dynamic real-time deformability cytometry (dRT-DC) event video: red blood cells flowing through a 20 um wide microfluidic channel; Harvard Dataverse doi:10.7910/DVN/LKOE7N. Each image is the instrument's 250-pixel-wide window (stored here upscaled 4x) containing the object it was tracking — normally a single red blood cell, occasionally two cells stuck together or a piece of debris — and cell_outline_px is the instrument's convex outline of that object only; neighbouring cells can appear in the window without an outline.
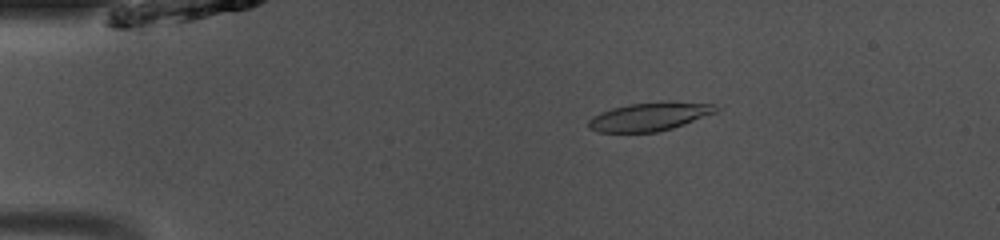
{"species": "common noctule bat (a hibernating species)", "species_latin": "Nyctalus noctula", "temperature_condition": "room temperature", "stored_images_in_passage": 48, "camera_frame_rate_fps": 3000, "um_per_image_px": 0.085, "animal": {"sex": "male", "body_mass_g": 13.0, "forearm_length_mm": 53.1}, "frame": {"image": 1, "passage_image": 9, "time_ms": 2.667, "image_size_px": [1000, 240], "cell_outline_px": [[724, 108], [716, 112], [684, 124], [672, 128], [656, 132], [596, 132], [588, 128], [588, 120], [592, 116], [600, 112], [612, 108], [632, 104], [724, 104]], "centroid_in_image_um": [55.18, 9.96], "position_along_channel_um": 29.8, "area_um2": 20.35}}
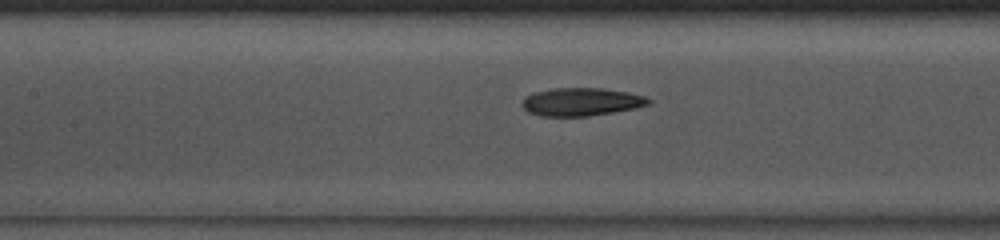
{"frame": {"image": 2, "passage_image": 22, "time_ms": 7.0, "image_size_px": [1000, 240], "cell_outline_px": [[652, 104], [612, 112], [588, 116], [540, 116], [528, 112], [520, 104], [524, 96], [532, 92], [552, 88], [604, 88], [628, 92], [644, 96], [652, 100]], "centroid_in_image_um": [49.37, 8.64], "position_along_channel_um": 158.0, "area_um2": 20.81}}
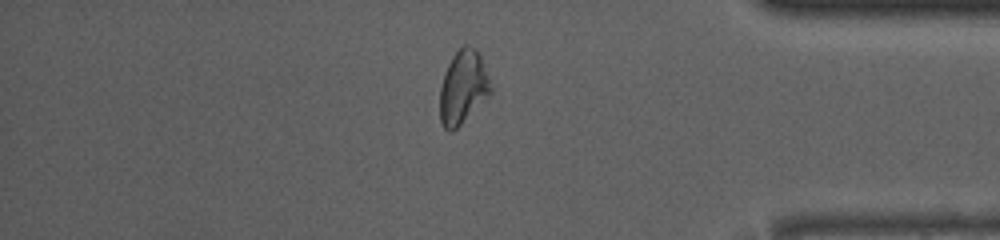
{"frame": {"image": 3, "passage_image": 41, "time_ms": 13.333, "image_size_px": [1000, 240], "cell_outline_px": [[492, 92], [452, 132], [448, 132], [444, 128], [440, 120], [440, 88], [448, 64], [452, 56], [464, 44], [468, 44], [480, 56], [492, 84]], "centroid_in_image_um": [39.35, 7.43], "position_along_channel_um": 395.8, "area_um2": 21.39}, "authors_computed_cell_mechanics": {"area_um2": 21.1548, "velocity_mm_per_s": 4.1138, "shape_relaxation_time_tau1_ms": 7.9625, "shape_relaxation_time_tau2_ms": 3.9595, "deformation_change_tau1": 0.1676, "deformation_change_tau2": 0.1119}}